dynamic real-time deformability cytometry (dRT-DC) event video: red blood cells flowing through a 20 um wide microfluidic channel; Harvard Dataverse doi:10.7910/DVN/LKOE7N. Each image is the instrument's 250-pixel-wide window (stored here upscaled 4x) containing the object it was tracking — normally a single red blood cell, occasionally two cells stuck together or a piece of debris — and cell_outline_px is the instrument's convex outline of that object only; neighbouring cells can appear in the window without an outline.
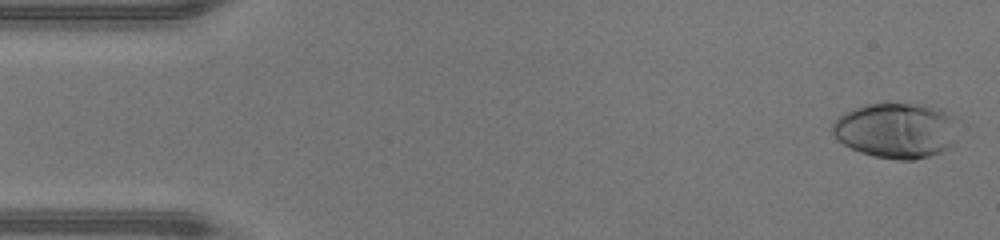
{"species": "human", "species_latin": "Homo sapiens", "temperature_condition": "warm", "stored_images_in_passage": 47, "camera_frame_rate_fps": 3000, "um_per_image_px": 0.085, "donor": {"sex": "male"}, "frame": {"image": 1, "passage_image": 1, "time_ms": 0.0, "image_size_px": [1000, 240], "cell_outline_px": [[960, 116], [952, 144], [948, 148], [940, 152], [928, 156], [912, 160], [896, 160], [876, 156], [860, 152], [844, 144], [832, 132], [832, 124], [844, 112], [868, 104], [928, 104], [940, 108]], "centroid_in_image_um": [76.26, 11.07], "position_along_channel_um": 8.7, "area_um2": 40.81}}
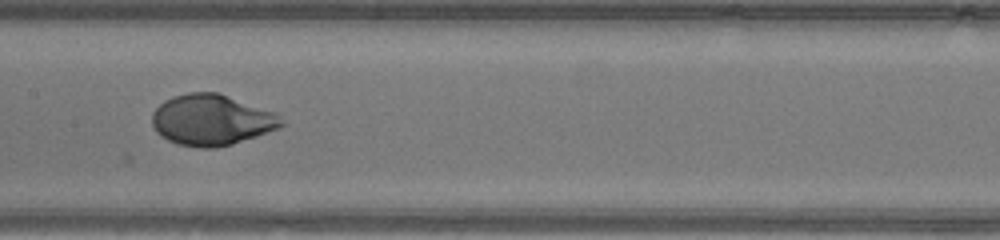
{"frame": {"image": 2, "passage_image": 23, "time_ms": 7.333, "image_size_px": [1000, 240], "cell_outline_px": [[284, 124], [280, 128], [232, 144], [212, 148], [200, 148], [176, 144], [160, 136], [156, 132], [152, 124], [152, 112], [164, 100], [172, 96], [188, 92], [220, 92], [276, 112]], "centroid_in_image_um": [17.97, 10.18], "position_along_channel_um": 189.4, "area_um2": 38.73}}
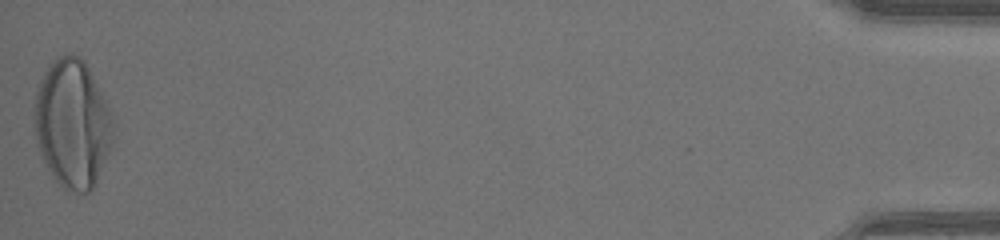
{"frame": {"image": 3, "passage_image": 47, "time_ms": 15.333, "image_size_px": [1000, 240], "cell_outline_px": [[116, 124], [112, 144], [96, 180], [92, 188], [88, 192], [76, 192], [64, 188], [52, 176], [40, 152], [36, 140], [32, 112], [36, 92], [40, 80], [48, 64], [52, 60], [60, 56], [80, 56], [84, 60], [108, 104], [112, 112]], "centroid_in_image_um": [6.16, 10.49], "position_along_channel_um": 429.0, "area_um2": 59.13}, "authors_computed_cell_mechanics": {"area_um2": 38.4948, "velocity_mm_per_s": 4.3425, "shape_relaxation_time_tau1_ms": 3.5375, "shape_relaxation_time_tau2_ms": null, "deformation_change_tau1": 0.2435, "deformation_change_tau2": null}}